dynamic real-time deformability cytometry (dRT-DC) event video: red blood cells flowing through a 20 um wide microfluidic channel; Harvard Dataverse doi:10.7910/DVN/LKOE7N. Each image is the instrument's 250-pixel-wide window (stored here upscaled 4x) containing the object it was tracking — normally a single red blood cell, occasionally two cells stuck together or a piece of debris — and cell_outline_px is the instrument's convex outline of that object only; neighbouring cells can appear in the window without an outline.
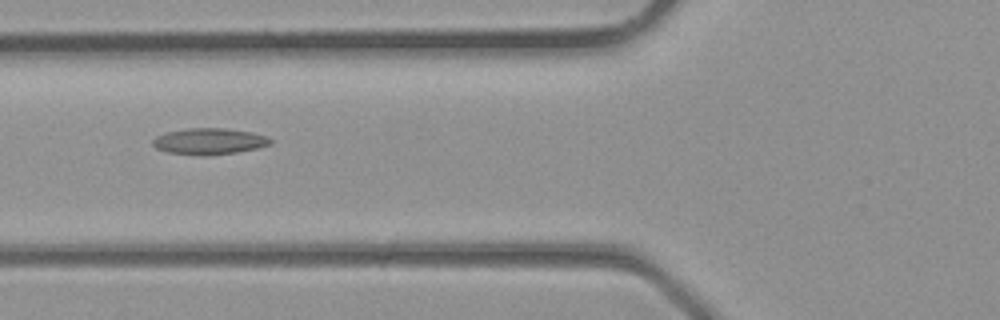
{"species": "common noctule bat (a hibernating species)", "species_latin": "Nyctalus noctula", "temperature_condition": "room temperature", "stored_images_in_passage": 3, "camera_frame_rate_fps": 3000, "um_per_image_px": 0.085, "animal": {"sex": "male", "body_mass_g": 23.1, "forearm_length_mm": 52.7}, "frame": {"image": 1, "passage_image": 3, "time_ms": 0.667, "image_size_px": [1000, 320], "cell_outline_px": [[272, 144], [256, 148], [236, 152], [208, 156], [200, 156], [168, 152], [156, 148], [152, 144], [152, 140], [156, 136], [168, 132], [188, 128], [224, 128], [252, 132], [268, 136], [272, 140]], "centroid_in_image_um": [17.8, 12.01], "position_along_channel_um": 108.0, "area_um2": 18.09}}